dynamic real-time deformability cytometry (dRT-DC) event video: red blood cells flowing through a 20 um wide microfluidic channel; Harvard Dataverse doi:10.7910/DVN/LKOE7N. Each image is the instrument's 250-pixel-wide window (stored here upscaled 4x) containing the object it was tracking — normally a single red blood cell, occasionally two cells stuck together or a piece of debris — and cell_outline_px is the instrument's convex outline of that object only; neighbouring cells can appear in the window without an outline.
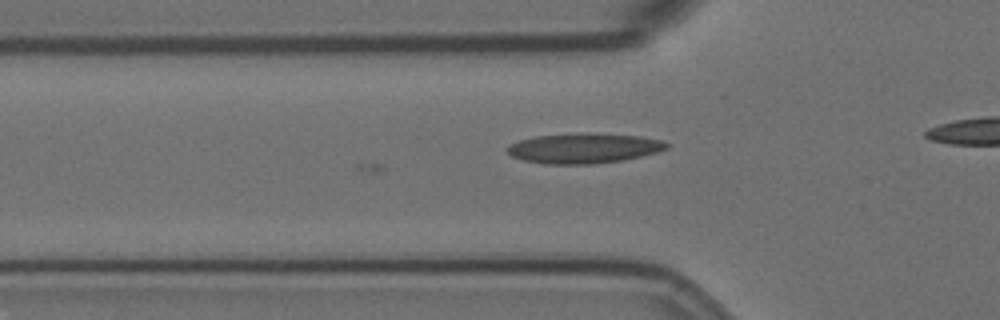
{"species": "Egyptian fruit bat (a non-hibernating species)", "species_latin": "Rousettus aegyptiacus", "temperature_condition": "room temperature", "stored_images_in_passage": 14, "camera_frame_rate_fps": 3000, "um_per_image_px": 0.085, "animal": {"sex": "female"}, "frame": {"image": 1, "passage_image": 8, "time_ms": 2.333, "image_size_px": [1000, 320], "cell_outline_px": [[668, 148], [656, 152], [640, 156], [620, 160], [588, 164], [548, 164], [524, 160], [512, 156], [508, 152], [508, 148], [512, 144], [520, 140], [540, 136], [636, 136], [660, 140], [668, 144]], "centroid_in_image_um": [49.61, 12.66], "position_along_channel_um": 76.2, "area_um2": 25.89}}
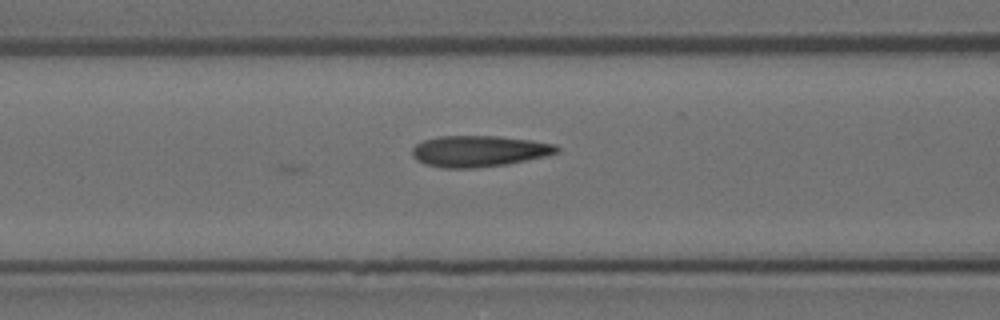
{"frame": {"image": 2, "passage_image": 12, "time_ms": 3.667, "image_size_px": [1000, 320], "cell_outline_px": [[560, 152], [544, 156], [504, 164], [472, 168], [444, 168], [428, 164], [412, 156], [412, 148], [416, 144], [424, 140], [440, 136], [496, 136], [528, 140], [556, 144], [560, 148]], "centroid_in_image_um": [40.72, 12.84], "position_along_channel_um": 125.9, "area_um2": 25.84}}